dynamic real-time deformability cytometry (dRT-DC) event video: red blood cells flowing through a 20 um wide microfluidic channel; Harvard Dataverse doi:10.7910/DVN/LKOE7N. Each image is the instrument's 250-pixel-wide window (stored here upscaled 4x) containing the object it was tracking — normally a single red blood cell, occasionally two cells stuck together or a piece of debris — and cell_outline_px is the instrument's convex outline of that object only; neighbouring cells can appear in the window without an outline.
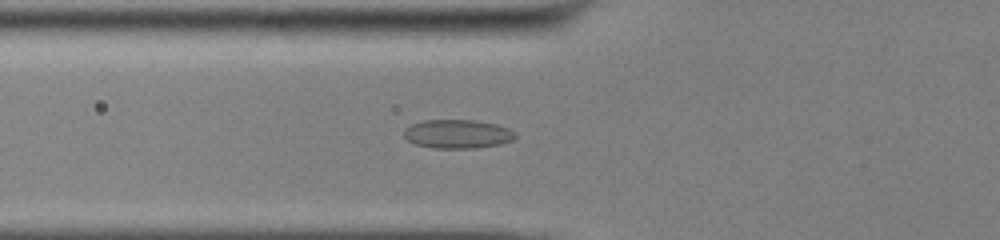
{"species": "common noctule bat (a hibernating species)", "species_latin": "Nyctalus noctula", "temperature_condition": "cold", "stored_images_in_passage": 55, "camera_frame_rate_fps": 3000, "um_per_image_px": 0.085, "animal": {"sex": "male", "body_mass_g": 13.0, "forearm_length_mm": 53.1}, "frame": {"image": 1, "passage_image": 22, "time_ms": 7.0, "image_size_px": [1000, 240], "cell_outline_px": [[516, 136], [512, 140], [500, 144], [476, 148], [432, 148], [416, 144], [408, 140], [404, 136], [404, 132], [412, 124], [424, 120], [476, 120], [496, 124], [508, 128], [516, 132]], "centroid_in_image_um": [38.92, 11.39], "position_along_channel_um": 86.9, "area_um2": 18.61}}
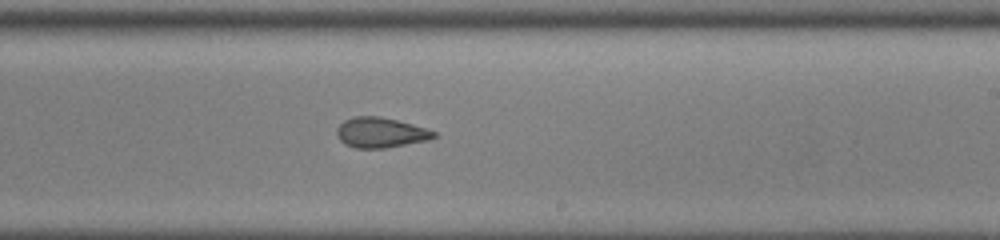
{"frame": {"image": 2, "passage_image": 35, "time_ms": 11.333, "image_size_px": [1000, 240], "cell_outline_px": [[436, 136], [428, 140], [384, 148], [356, 148], [344, 144], [336, 136], [336, 128], [344, 120], [352, 116], [380, 116], [412, 124], [436, 132]], "centroid_in_image_um": [32.3, 11.26], "position_along_channel_um": 256.7, "area_um2": 17.05}}
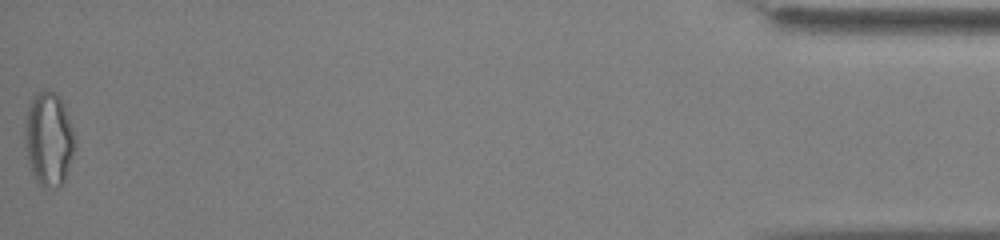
{"frame": {"image": 3, "passage_image": 55, "time_ms": 18.0, "image_size_px": [1000, 240], "cell_outline_px": [[76, 148], [64, 180], [60, 184], [44, 188], [36, 180], [32, 172], [28, 160], [24, 140], [24, 120], [28, 104], [32, 96], [36, 92], [56, 92], [64, 104], [76, 140]], "centroid_in_image_um": [4.13, 11.78], "position_along_channel_um": 431.1, "area_um2": 27.46}, "authors_computed_cell_mechanics": {"area_um2": 19.3052, "velocity_mm_per_s": 3.9157, "shape_relaxation_time_tau1_ms": 10.6082, "shape_relaxation_time_tau2_ms": 2.4323, "deformation_change_tau1": 0.1805, "deformation_change_tau2": 0.0796}}